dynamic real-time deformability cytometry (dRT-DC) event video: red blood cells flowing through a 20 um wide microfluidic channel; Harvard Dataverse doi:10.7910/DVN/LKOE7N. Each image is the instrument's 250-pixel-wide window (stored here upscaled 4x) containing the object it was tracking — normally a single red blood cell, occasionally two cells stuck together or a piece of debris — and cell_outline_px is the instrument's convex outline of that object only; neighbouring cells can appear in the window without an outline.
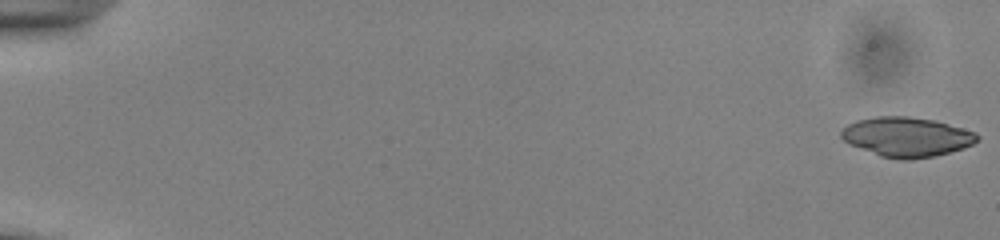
{"species": "common noctule bat (a hibernating species)", "species_latin": "Nyctalus noctula", "temperature_condition": "cold", "stored_images_in_passage": 54, "camera_frame_rate_fps": 3000, "um_per_image_px": 0.085, "animal": {"sex": "male", "body_mass_g": 13.0, "forearm_length_mm": 53.1}, "frame": {"image": 1, "passage_image": 1, "time_ms": 0.0, "image_size_px": [1000, 240], "cell_outline_px": [[980, 140], [964, 148], [936, 156], [912, 160], [900, 160], [880, 156], [848, 144], [840, 136], [840, 132], [848, 124], [856, 120], [876, 116], [908, 116], [932, 120], [948, 124], [976, 132], [980, 136]], "centroid_in_image_um": [77.07, 11.65], "position_along_channel_um": 7.9, "area_um2": 31.62}}
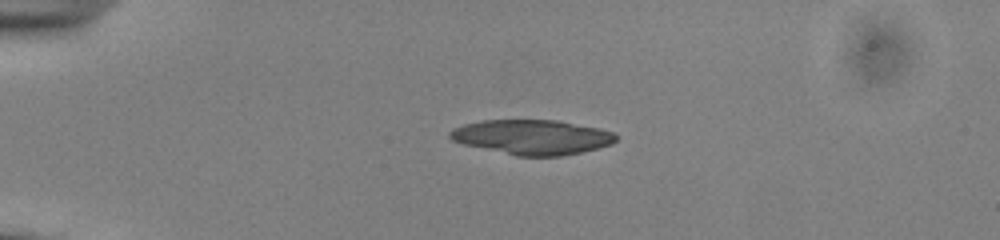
{"frame": {"image": 2, "passage_image": 14, "time_ms": 4.333, "image_size_px": [1000, 240], "cell_outline_px": [[616, 140], [612, 144], [580, 152], [560, 156], [516, 156], [464, 144], [452, 140], [448, 136], [448, 132], [452, 128], [464, 124], [480, 120], [556, 120], [600, 128], [612, 132], [616, 136]], "centroid_in_image_um": [45.2, 11.65], "position_along_channel_um": 39.8, "area_um2": 33.58}}